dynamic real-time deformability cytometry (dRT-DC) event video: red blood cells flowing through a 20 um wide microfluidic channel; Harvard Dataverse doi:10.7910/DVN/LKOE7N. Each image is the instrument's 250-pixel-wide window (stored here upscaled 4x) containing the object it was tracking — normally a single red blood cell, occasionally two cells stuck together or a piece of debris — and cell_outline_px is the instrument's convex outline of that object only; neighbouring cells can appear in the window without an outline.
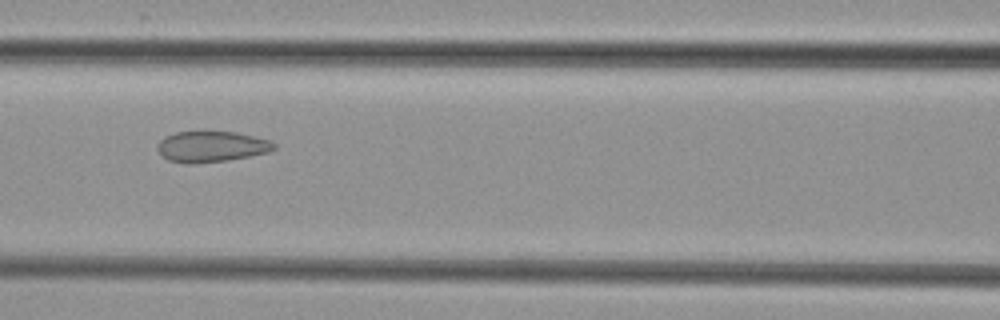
{"species": "common noctule bat (a hibernating species)", "species_latin": "Nyctalus noctula", "temperature_condition": "cold", "stored_images_in_passage": 9, "camera_frame_rate_fps": 3000, "um_per_image_px": 0.085, "animal": {"sex": "female", "body_mass_g": 29.2, "forearm_length_mm": 56.3}, "frame": {"image": 1, "passage_image": 7, "time_ms": 8.0, "image_size_px": [1000, 320], "cell_outline_px": [[276, 148], [268, 152], [228, 160], [192, 164], [184, 164], [168, 160], [156, 148], [156, 144], [164, 136], [176, 132], [236, 132], [272, 140], [276, 144]], "centroid_in_image_um": [17.97, 12.46], "position_along_channel_um": 148.6, "area_um2": 21.04}}
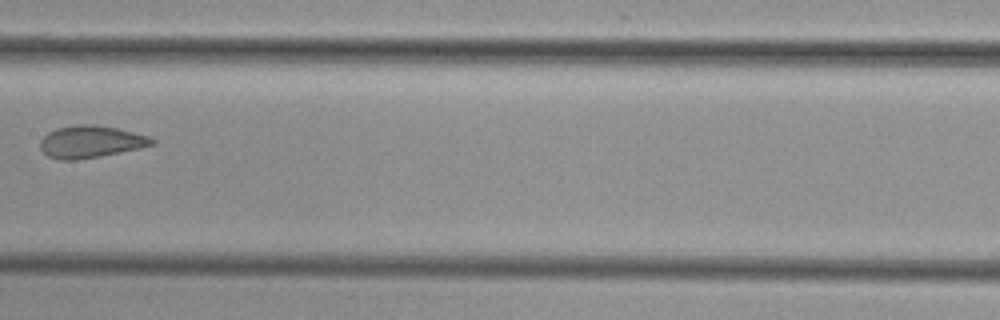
{"frame": {"image": 2, "passage_image": 8, "time_ms": 9.333, "image_size_px": [1000, 320], "cell_outline_px": [[156, 140], [152, 144], [140, 148], [100, 156], [76, 160], [60, 160], [48, 156], [40, 148], [40, 140], [48, 132], [56, 128], [76, 124], [92, 124], [116, 128], [152, 136]], "centroid_in_image_um": [7.71, 12.04], "position_along_channel_um": 199.7, "area_um2": 20.98}}
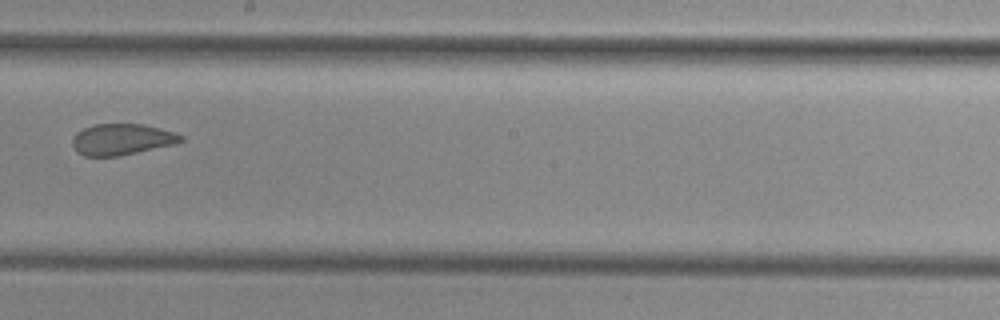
{"frame": {"image": 3, "passage_image": 9, "time_ms": 10.333, "image_size_px": [1000, 320], "cell_outline_px": [[184, 140], [172, 144], [120, 156], [84, 156], [76, 152], [72, 144], [72, 140], [76, 132], [92, 124], [144, 124], [160, 128], [184, 136]], "centroid_in_image_um": [10.31, 11.84], "position_along_channel_um": 237.9, "area_um2": 19.65}}